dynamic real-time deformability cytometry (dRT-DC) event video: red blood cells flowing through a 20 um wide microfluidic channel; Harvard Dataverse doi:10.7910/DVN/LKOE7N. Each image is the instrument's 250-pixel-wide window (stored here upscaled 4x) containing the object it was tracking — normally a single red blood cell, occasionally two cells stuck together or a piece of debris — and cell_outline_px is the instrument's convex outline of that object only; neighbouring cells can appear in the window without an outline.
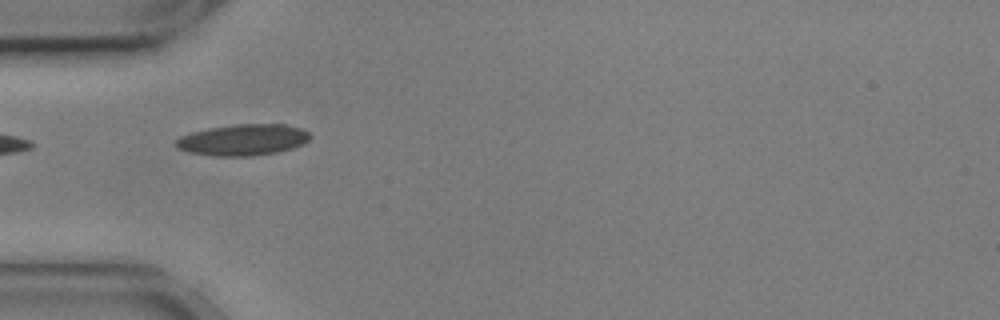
{"species": "common noctule bat (a hibernating species)", "species_latin": "Nyctalus noctula", "temperature_condition": "cold", "stored_images_in_passage": 24, "camera_frame_rate_fps": 3000, "um_per_image_px": 0.085, "animal": {"sex": "male", "body_mass_g": 17.9, "forearm_length_mm": 54.2}, "frame": {"image": 1, "passage_image": 1, "time_ms": 0.0, "image_size_px": [1000, 320], "cell_outline_px": [[312, 136], [308, 140], [292, 148], [276, 152], [252, 156], [212, 156], [188, 152], [176, 148], [176, 140], [180, 136], [192, 132], [208, 128], [236, 124], [284, 124], [300, 128], [308, 132]], "centroid_in_image_um": [20.62, 11.89], "position_along_channel_um": 64.4, "area_um2": 24.39}}